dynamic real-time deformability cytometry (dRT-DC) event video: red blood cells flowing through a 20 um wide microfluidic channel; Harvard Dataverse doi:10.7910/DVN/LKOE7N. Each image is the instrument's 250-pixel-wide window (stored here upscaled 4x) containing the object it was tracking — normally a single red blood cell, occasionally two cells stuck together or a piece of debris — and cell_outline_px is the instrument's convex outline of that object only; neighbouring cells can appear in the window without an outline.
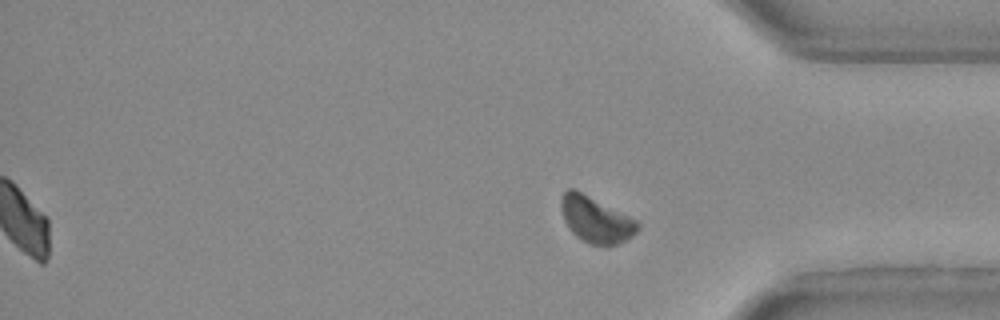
{"species": "Egyptian fruit bat (a non-hibernating species)", "species_latin": "Rousettus aegyptiacus", "temperature_condition": "warm", "stored_images_in_passage": 26, "camera_frame_rate_fps": 3000, "um_per_image_px": 0.085, "animal": {"sex": "female"}, "frame": {"image": 1, "passage_image": 26, "time_ms": 8.333, "image_size_px": [1000, 320], "cell_outline_px": [[636, 228], [628, 236], [612, 244], [600, 244], [588, 240], [580, 236], [572, 228], [564, 212], [564, 196], [568, 192], [576, 192], [584, 196], [636, 224]], "centroid_in_image_um": [50.62, 18.73], "position_along_channel_um": 384.6, "area_um2": 16.36}}